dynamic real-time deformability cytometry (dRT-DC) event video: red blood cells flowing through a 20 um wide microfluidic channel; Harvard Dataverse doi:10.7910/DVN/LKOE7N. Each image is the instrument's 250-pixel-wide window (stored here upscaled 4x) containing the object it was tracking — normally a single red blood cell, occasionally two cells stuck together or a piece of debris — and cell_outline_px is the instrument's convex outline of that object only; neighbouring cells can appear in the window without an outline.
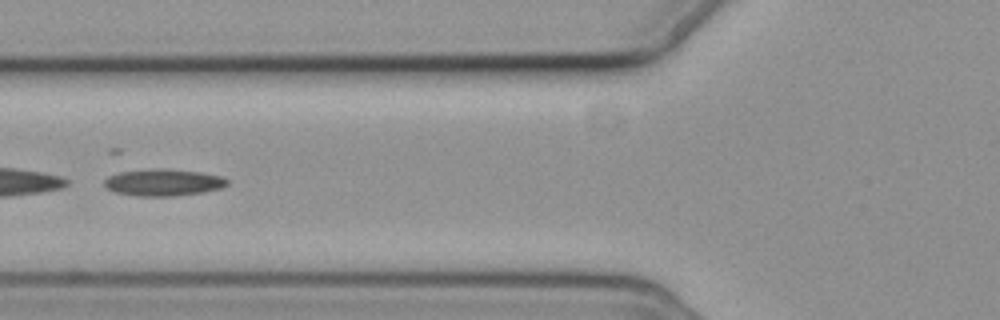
{"species": "common noctule bat (a hibernating species)", "species_latin": "Nyctalus noctula", "temperature_condition": "cold", "stored_images_in_passage": 7, "camera_frame_rate_fps": 3000, "um_per_image_px": 0.085, "animal": {"sex": "female", "body_mass_g": 19.3, "forearm_length_mm": 54.1}, "frame": {"image": 1, "passage_image": 5, "time_ms": 4.667, "image_size_px": [1000, 320], "cell_outline_px": [[228, 184], [220, 188], [200, 192], [172, 196], [136, 196], [116, 192], [108, 188], [104, 184], [104, 180], [108, 176], [120, 172], [152, 168], [168, 168], [200, 172], [220, 176], [228, 180]], "centroid_in_image_um": [13.86, 15.49], "position_along_channel_um": 111.9, "area_um2": 19.13}}
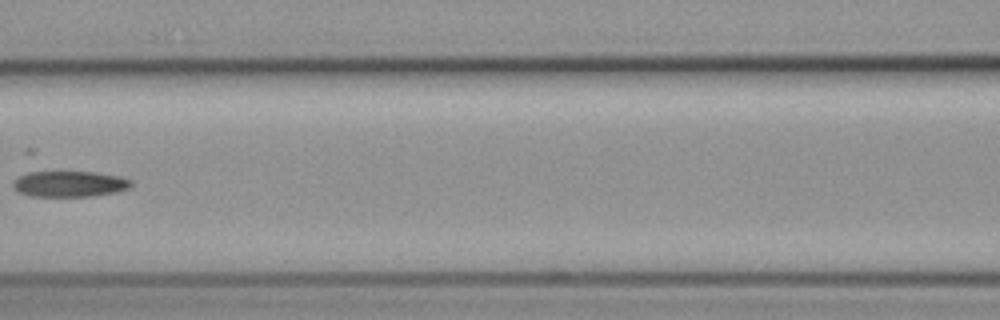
{"frame": {"image": 2, "passage_image": 6, "time_ms": 6.0, "image_size_px": [1000, 320], "cell_outline_px": [[132, 184], [128, 188], [116, 192], [92, 196], [32, 196], [20, 192], [12, 188], [12, 180], [28, 172], [96, 172], [120, 176], [132, 180]], "centroid_in_image_um": [5.91, 15.63], "position_along_channel_um": 160.7, "area_um2": 17.8}}
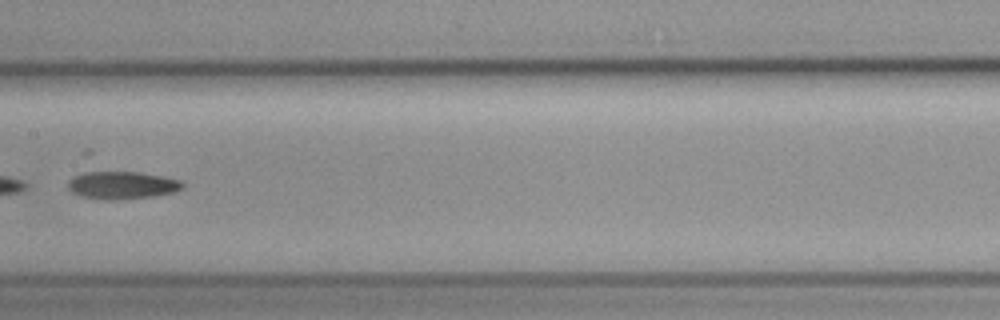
{"frame": {"image": 3, "passage_image": 7, "time_ms": 7.0, "image_size_px": [1000, 320], "cell_outline_px": [[184, 188], [176, 192], [156, 196], [112, 200], [104, 200], [80, 196], [72, 192], [68, 188], [68, 180], [92, 168], [140, 172], [180, 180], [184, 184]], "centroid_in_image_um": [10.33, 15.7], "position_along_channel_um": 197.1, "area_um2": 19.31}}